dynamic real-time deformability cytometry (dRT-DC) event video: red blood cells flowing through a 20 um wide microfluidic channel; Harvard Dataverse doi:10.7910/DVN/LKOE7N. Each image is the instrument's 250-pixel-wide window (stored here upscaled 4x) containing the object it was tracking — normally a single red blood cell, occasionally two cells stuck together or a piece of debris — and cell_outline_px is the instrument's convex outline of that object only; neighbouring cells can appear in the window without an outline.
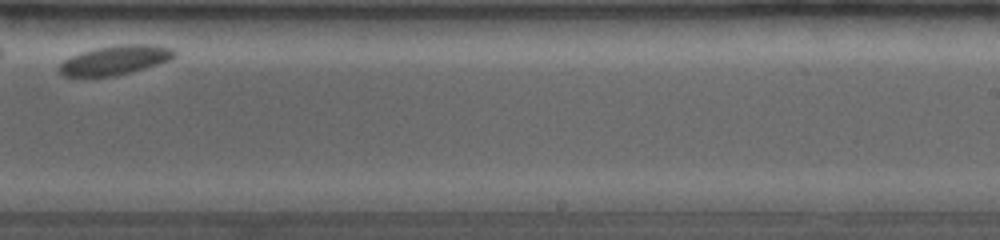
{"species": "common noctule bat (a hibernating species)", "species_latin": "Nyctalus noctula", "temperature_condition": "room temperature", "stored_images_in_passage": 20, "camera_frame_rate_fps": 4000, "um_per_image_px": 0.085, "animal": {"sex": "female", "body_mass_g": 19.0, "forearm_length_mm": 53.3}, "frame": {"image": 1, "passage_image": 15, "time_ms": 6.25, "image_size_px": [1000, 240], "cell_outline_px": [[176, 56], [168, 60], [144, 68], [116, 76], [64, 76], [60, 72], [60, 64], [64, 60], [80, 52], [96, 48], [120, 44], [152, 44], [172, 48], [176, 52]], "centroid_in_image_um": [9.81, 5.09], "position_along_channel_um": 279.2, "area_um2": 19.42}}